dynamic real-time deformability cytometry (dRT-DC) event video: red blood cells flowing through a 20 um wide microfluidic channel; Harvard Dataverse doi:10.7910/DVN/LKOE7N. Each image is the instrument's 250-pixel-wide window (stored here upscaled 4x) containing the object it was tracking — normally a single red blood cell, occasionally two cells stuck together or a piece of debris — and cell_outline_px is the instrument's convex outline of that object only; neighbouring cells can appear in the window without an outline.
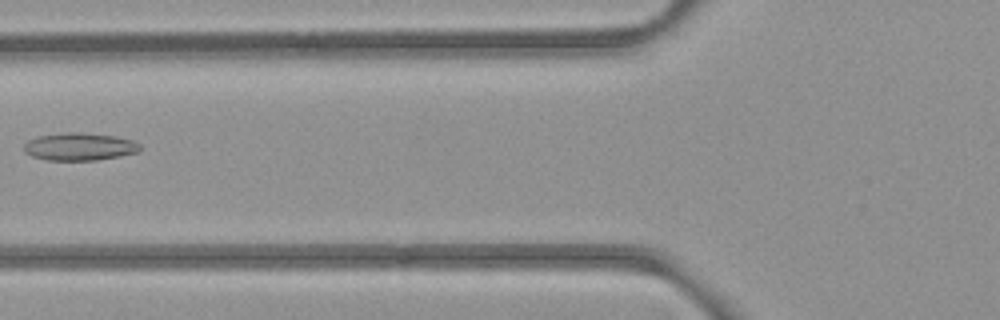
{"species": "common noctule bat (a hibernating species)", "species_latin": "Nyctalus noctula", "temperature_condition": "room temperature", "stored_images_in_passage": 3, "camera_frame_rate_fps": 3000, "um_per_image_px": 0.085, "animal": {"sex": "female", "body_mass_g": 21.9}, "frame": {"image": 1, "passage_image": 2, "time_ms": 1.333, "image_size_px": [1000, 320], "cell_outline_px": [[140, 152], [120, 156], [96, 160], [48, 160], [32, 156], [24, 152], [24, 144], [28, 140], [36, 136], [64, 132], [76, 132], [116, 136], [132, 140], [140, 144]], "centroid_in_image_um": [6.75, 12.46], "position_along_channel_um": 119.0, "area_um2": 18.79}}
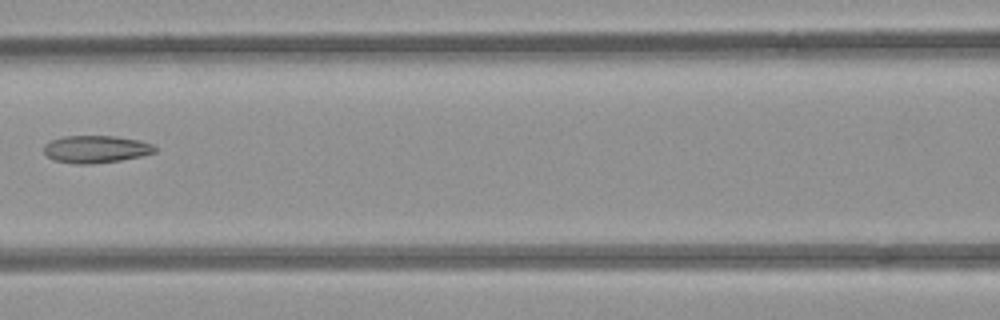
{"frame": {"image": 2, "passage_image": 3, "time_ms": 2.333, "image_size_px": [1000, 320], "cell_outline_px": [[156, 152], [140, 156], [120, 160], [92, 164], [76, 164], [52, 160], [44, 152], [44, 144], [52, 140], [64, 136], [116, 136], [140, 140], [152, 144], [156, 148]], "centroid_in_image_um": [8.14, 12.68], "position_along_channel_um": 158.5, "area_um2": 17.74}}